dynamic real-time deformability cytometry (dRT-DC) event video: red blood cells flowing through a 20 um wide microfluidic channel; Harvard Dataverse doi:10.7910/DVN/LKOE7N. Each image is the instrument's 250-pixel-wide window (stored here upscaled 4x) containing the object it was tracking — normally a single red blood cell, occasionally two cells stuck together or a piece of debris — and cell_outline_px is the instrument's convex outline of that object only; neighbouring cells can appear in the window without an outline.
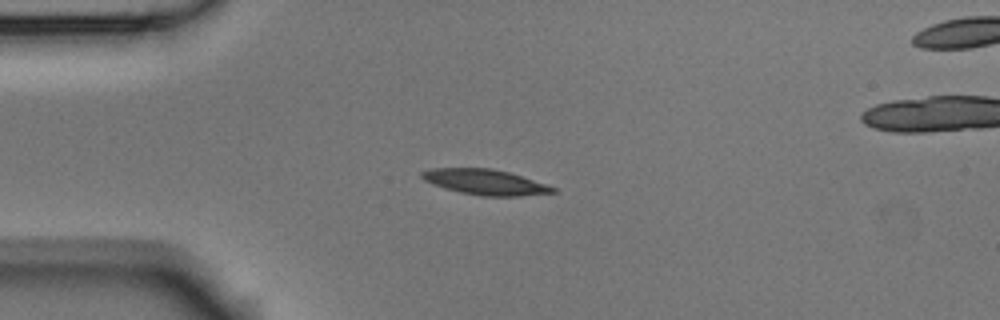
{"species": "Egyptian fruit bat (a non-hibernating species)", "species_latin": "Rousettus aegyptiacus", "temperature_condition": "room temperature", "stored_images_in_passage": 4, "camera_frame_rate_fps": 3000, "um_per_image_px": 0.085, "animal": {"sex": "male"}, "frame": {"image": 1, "passage_image": 2, "time_ms": 0.333, "image_size_px": [1000, 320], "cell_outline_px": [[556, 192], [520, 196], [480, 196], [460, 192], [444, 188], [432, 184], [424, 180], [420, 176], [420, 172], [432, 168], [492, 168], [508, 172], [556, 188]], "centroid_in_image_um": [41.18, 15.47], "position_along_channel_um": 43.8, "area_um2": 19.25}}
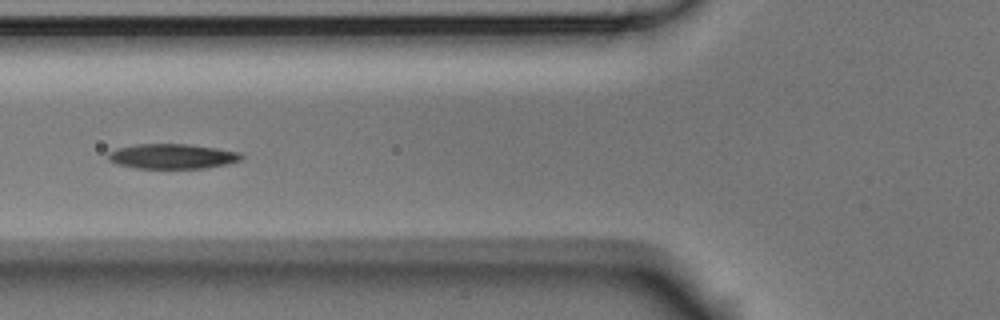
{"frame": {"image": 2, "passage_image": 4, "time_ms": 1.0, "image_size_px": [1000, 320], "cell_outline_px": [[244, 156], [240, 160], [228, 164], [208, 168], [136, 168], [116, 164], [108, 160], [108, 152], [116, 148], [136, 144], [188, 144], [216, 148], [240, 152]], "centroid_in_image_um": [14.64, 13.29], "position_along_channel_um": 111.2, "area_um2": 19.48}}